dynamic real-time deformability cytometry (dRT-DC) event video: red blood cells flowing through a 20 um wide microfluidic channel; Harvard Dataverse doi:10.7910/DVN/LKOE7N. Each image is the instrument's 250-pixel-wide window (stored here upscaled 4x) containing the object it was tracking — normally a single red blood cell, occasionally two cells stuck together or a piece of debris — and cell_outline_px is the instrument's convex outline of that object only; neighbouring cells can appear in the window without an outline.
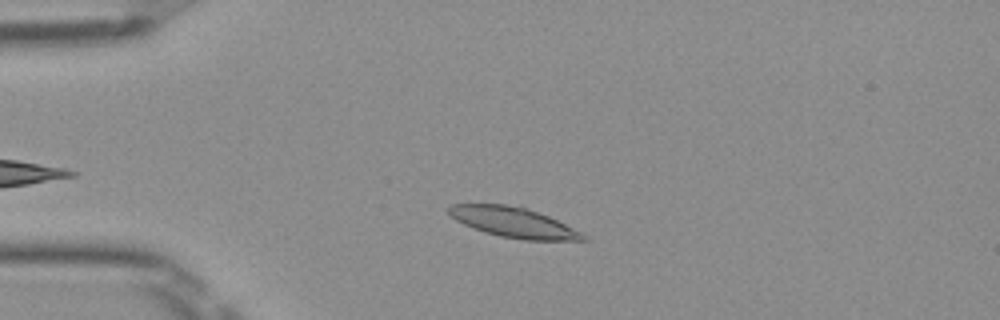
{"species": "Egyptian fruit bat (a non-hibernating species)", "species_latin": "Rousettus aegyptiacus", "temperature_condition": "room temperature", "stored_images_in_passage": 43, "camera_frame_rate_fps": 3000, "um_per_image_px": 0.085, "frame": {"image": 1, "passage_image": 8, "time_ms": 2.333, "image_size_px": [1000, 320], "cell_outline_px": [[588, 240], [524, 240], [500, 236], [484, 232], [464, 224], [456, 220], [448, 212], [448, 208], [452, 204], [520, 204], [548, 216], [588, 236]], "centroid_in_image_um": [43.65, 18.88], "position_along_channel_um": 41.4, "area_um2": 23.58}}
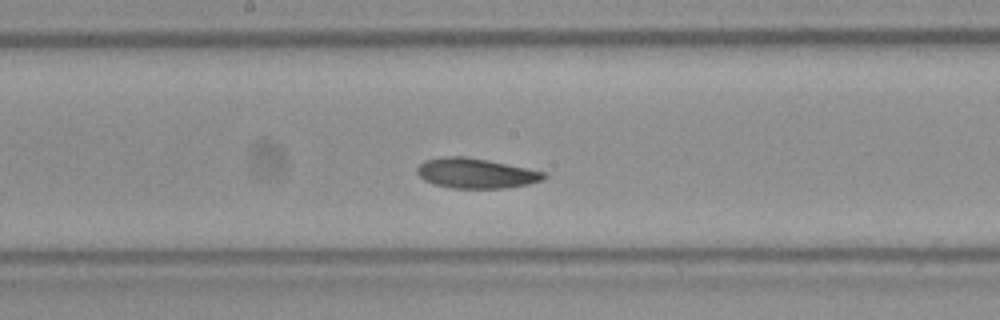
{"frame": {"image": 2, "passage_image": 23, "time_ms": 7.333, "image_size_px": [1000, 320], "cell_outline_px": [[548, 176], [540, 180], [528, 184], [504, 188], [452, 188], [436, 184], [424, 180], [416, 172], [416, 168], [424, 160], [444, 156], [464, 156], [488, 160], [544, 172]], "centroid_in_image_um": [40.41, 14.72], "position_along_channel_um": 207.8, "area_um2": 21.96}}
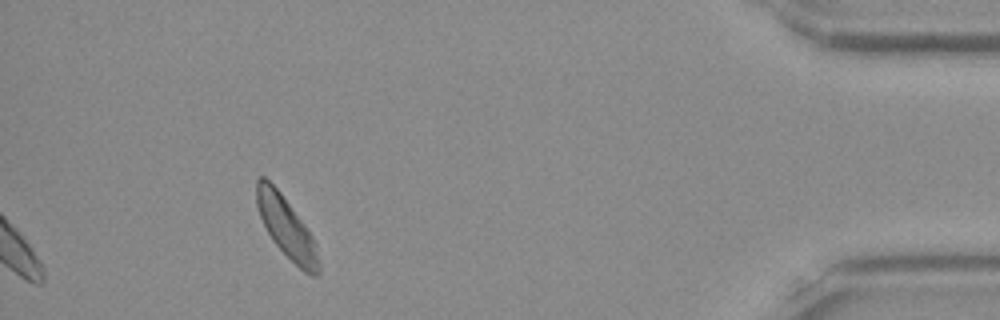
{"frame": {"image": 3, "passage_image": 43, "time_ms": 14.0, "image_size_px": [1000, 320], "cell_outline_px": [[320, 272], [316, 276], [312, 276], [304, 272], [272, 240], [260, 216], [256, 204], [256, 180], [260, 176], [264, 176], [280, 192], [304, 224], [312, 236], [316, 244], [320, 264]], "centroid_in_image_um": [24.36, 19.34], "position_along_channel_um": 410.8, "area_um2": 21.62}, "authors_computed_cell_mechanics": {"area_um2": 22.7732, "velocity_mm_per_s": 3.907, "shape_relaxation_time_tau1_ms": 4.8193, "shape_relaxation_time_tau2_ms": 9.0106, "deformation_change_tau1": 0.1165, "deformation_change_tau2": 0.1501}}